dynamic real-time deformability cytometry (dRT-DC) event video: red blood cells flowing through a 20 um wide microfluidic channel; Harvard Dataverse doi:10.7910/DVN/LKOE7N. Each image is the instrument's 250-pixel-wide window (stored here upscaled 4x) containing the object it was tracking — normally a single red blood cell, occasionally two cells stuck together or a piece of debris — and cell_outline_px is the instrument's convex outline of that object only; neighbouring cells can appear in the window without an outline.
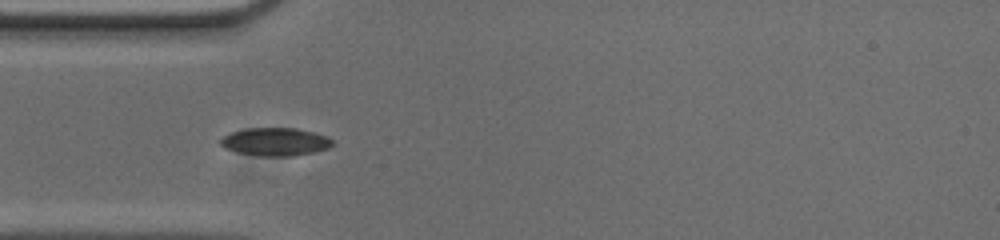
{"species": "common noctule bat (a hibernating species)", "species_latin": "Nyctalus noctula", "temperature_condition": "cold", "stored_images_in_passage": 40, "camera_frame_rate_fps": 3000, "um_per_image_px": 0.085, "animal": {"sex": "male", "body_mass_g": 20.0, "forearm_length_mm": 53.3}, "frame": {"image": 1, "passage_image": 1, "time_ms": 0.0, "image_size_px": [1000, 240], "cell_outline_px": [[332, 144], [328, 148], [312, 152], [288, 156], [264, 156], [240, 152], [224, 148], [220, 144], [220, 136], [244, 128], [296, 128], [312, 132], [324, 136], [332, 140]], "centroid_in_image_um": [23.34, 12.03], "position_along_channel_um": 61.7, "area_um2": 17.98}}
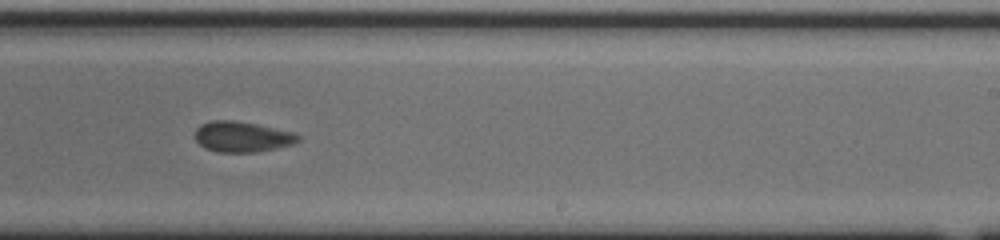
{"frame": {"image": 2, "passage_image": 18, "time_ms": 5.667, "image_size_px": [1000, 240], "cell_outline_px": [[300, 140], [292, 144], [276, 148], [256, 152], [216, 152], [204, 148], [196, 140], [196, 128], [200, 124], [212, 120], [232, 120], [256, 124], [292, 132], [300, 136]], "centroid_in_image_um": [20.55, 11.62], "position_along_channel_um": 268.4, "area_um2": 18.26}}
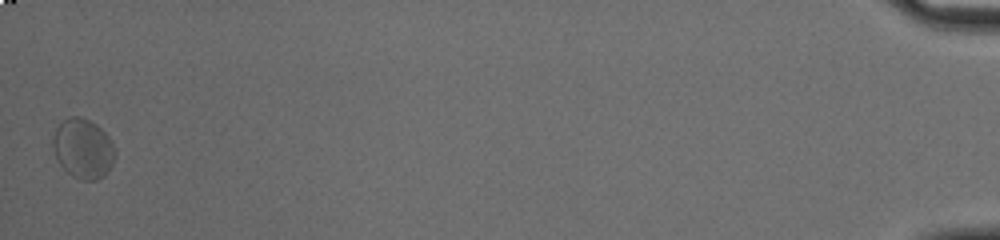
{"frame": {"image": 3, "passage_image": 40, "time_ms": 13.0, "image_size_px": [1000, 240], "cell_outline_px": [[116, 156], [112, 164], [104, 176], [96, 180], [80, 180], [72, 176], [60, 164], [56, 156], [52, 144], [52, 136], [56, 128], [68, 116], [80, 116], [96, 124], [112, 140], [116, 152]], "centroid_in_image_um": [7.07, 12.63], "position_along_channel_um": 428.1, "area_um2": 21.73}, "authors_computed_cell_mechanics": {"area_um2": 18.3515, "velocity_mm_per_s": 3.6499, "shape_relaxation_time_tau1_ms": 7.426, "shape_relaxation_time_tau2_ms": 0.8402, "deformation_change_tau1": 0.1396, "deformation_change_tau2": 0.0521}}